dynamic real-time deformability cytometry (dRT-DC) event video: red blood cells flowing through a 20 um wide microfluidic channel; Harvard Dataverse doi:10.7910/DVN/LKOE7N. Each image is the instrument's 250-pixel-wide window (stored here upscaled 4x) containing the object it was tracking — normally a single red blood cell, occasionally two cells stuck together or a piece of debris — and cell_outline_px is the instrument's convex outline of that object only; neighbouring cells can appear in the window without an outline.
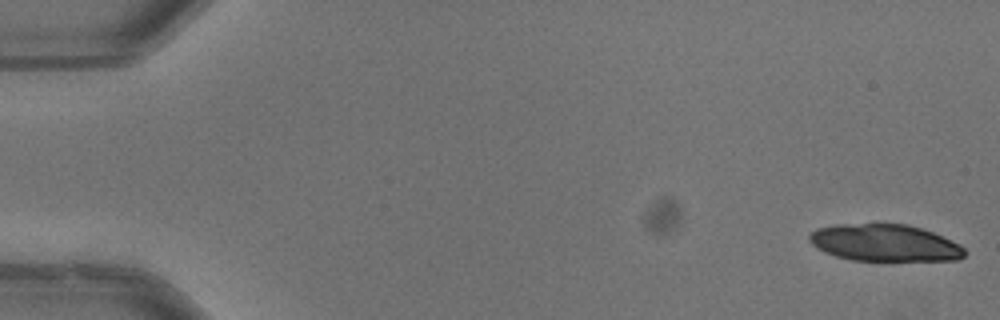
{"species": "common noctule bat (a hibernating species)", "species_latin": "Nyctalus noctula", "temperature_condition": "warm", "stored_images_in_passage": 30, "camera_frame_rate_fps": 3000, "um_per_image_px": 0.085, "animal": {"sex": "male", "body_mass_g": 13.3}, "frame": {"image": 1, "passage_image": 1, "time_ms": 0.0, "image_size_px": [1000, 320], "cell_outline_px": [[964, 256], [956, 260], [852, 260], [836, 256], [824, 252], [812, 244], [808, 240], [808, 236], [816, 228], [836, 224], [876, 220], [908, 224], [932, 232], [960, 244], [964, 248]], "centroid_in_image_um": [75.14, 20.58], "position_along_channel_um": 9.9, "area_um2": 34.28}}